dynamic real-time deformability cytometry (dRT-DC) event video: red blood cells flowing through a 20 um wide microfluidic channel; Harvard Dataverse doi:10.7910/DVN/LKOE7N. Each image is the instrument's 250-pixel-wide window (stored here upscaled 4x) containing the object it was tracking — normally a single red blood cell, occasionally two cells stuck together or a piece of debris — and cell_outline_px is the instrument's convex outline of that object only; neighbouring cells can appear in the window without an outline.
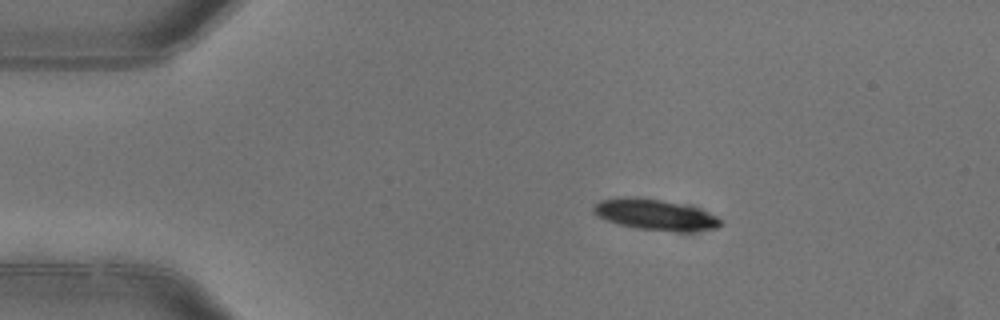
{"species": "common noctule bat (a hibernating species)", "species_latin": "Nyctalus noctula", "temperature_condition": "warm", "stored_images_in_passage": 2, "camera_frame_rate_fps": 3000, "um_per_image_px": 0.085, "animal": {"sex": "female"}, "frame": {"image": 1, "passage_image": 1, "time_ms": 0.0, "image_size_px": [1000, 320], "cell_outline_px": [[724, 224], [716, 228], [636, 228], [620, 224], [596, 216], [592, 212], [592, 208], [600, 200], [624, 196], [636, 196], [664, 200], [696, 208], [716, 216], [724, 220]], "centroid_in_image_um": [55.57, 18.17], "position_along_channel_um": 29.4, "area_um2": 21.73}}